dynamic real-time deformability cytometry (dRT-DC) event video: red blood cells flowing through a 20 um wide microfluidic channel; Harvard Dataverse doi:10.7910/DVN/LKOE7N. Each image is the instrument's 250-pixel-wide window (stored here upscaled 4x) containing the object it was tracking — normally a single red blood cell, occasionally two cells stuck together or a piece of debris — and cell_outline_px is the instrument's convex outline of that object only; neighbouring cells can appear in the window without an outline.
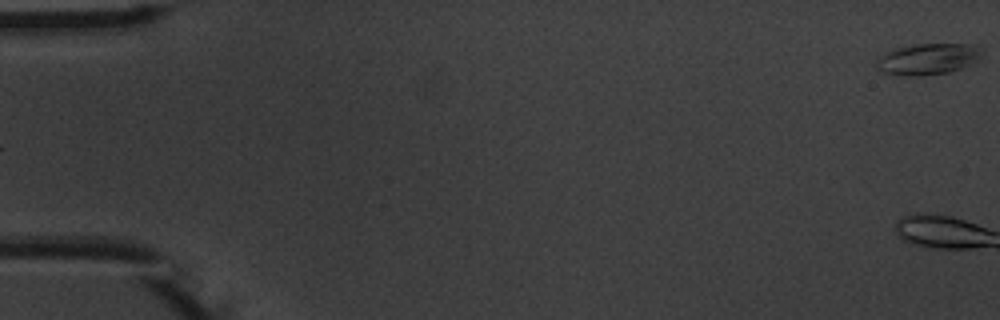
{"species": "common noctule bat (a hibernating species)", "species_latin": "Nyctalus noctula", "temperature_condition": "warm", "stored_images_in_passage": 6, "segment_of_instrument_passage": [2, 2], "camera_frame_rate_fps": 3000, "um_per_image_px": 0.085, "animal": {"sex": "male", "body_mass_g": 20.1, "forearm_length_mm": 53.5}, "frame": {"image": 1, "passage_image": 6, "time_ms": 6.0, "image_size_px": [1000, 320], "cell_outline_px": [[980, 56], [968, 64], [960, 68], [948, 72], [920, 76], [904, 76], [884, 72], [876, 68], [876, 60], [884, 52], [896, 48], [920, 44], [968, 44], [980, 48]], "centroid_in_image_um": [78.78, 5.02], "position_along_channel_um": 6.2, "area_um2": 18.79}}